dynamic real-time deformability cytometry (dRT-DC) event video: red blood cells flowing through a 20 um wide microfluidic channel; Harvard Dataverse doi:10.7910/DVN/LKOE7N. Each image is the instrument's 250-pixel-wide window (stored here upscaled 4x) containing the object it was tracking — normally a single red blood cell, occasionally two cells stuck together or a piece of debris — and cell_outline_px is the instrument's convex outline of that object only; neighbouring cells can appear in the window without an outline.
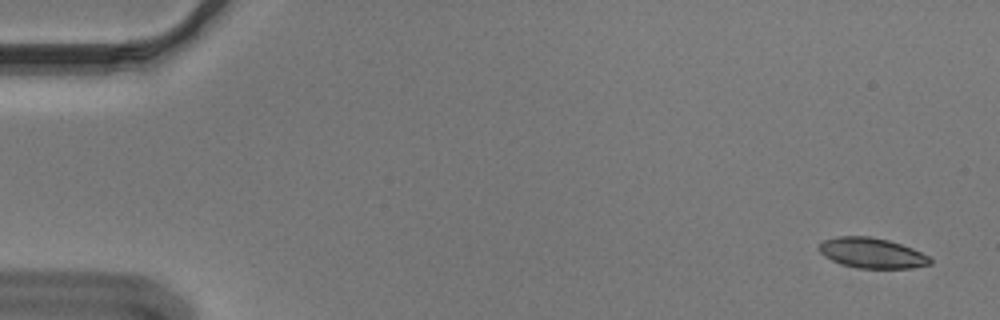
{"species": "Egyptian fruit bat (a non-hibernating species)", "species_latin": "Rousettus aegyptiacus", "temperature_condition": "cold", "stored_images_in_passage": 56, "camera_frame_rate_fps": 3000, "um_per_image_px": 0.085, "animal": {"sex": "male"}, "frame": {"image": 1, "passage_image": 3, "time_ms": 0.667, "image_size_px": [1000, 320], "cell_outline_px": [[932, 264], [912, 268], [856, 268], [840, 264], [824, 256], [820, 252], [820, 244], [824, 240], [836, 236], [868, 236], [888, 240], [912, 248], [928, 256], [932, 260]], "centroid_in_image_um": [74.11, 21.51], "position_along_channel_um": 10.9, "area_um2": 19.54}}
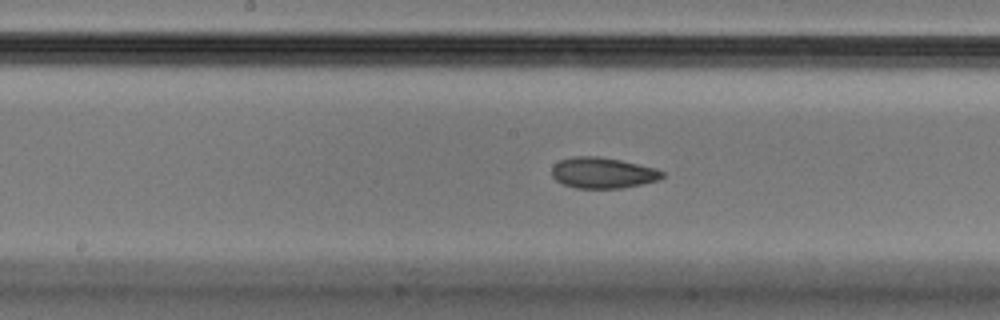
{"frame": {"image": 2, "passage_image": 29, "time_ms": 9.333, "image_size_px": [1000, 320], "cell_outline_px": [[664, 176], [660, 180], [624, 188], [576, 188], [564, 184], [556, 180], [552, 176], [552, 168], [560, 160], [572, 156], [600, 156], [620, 160], [656, 168], [664, 172]], "centroid_in_image_um": [51.26, 14.69], "position_along_channel_um": 196.9, "area_um2": 19.94}}
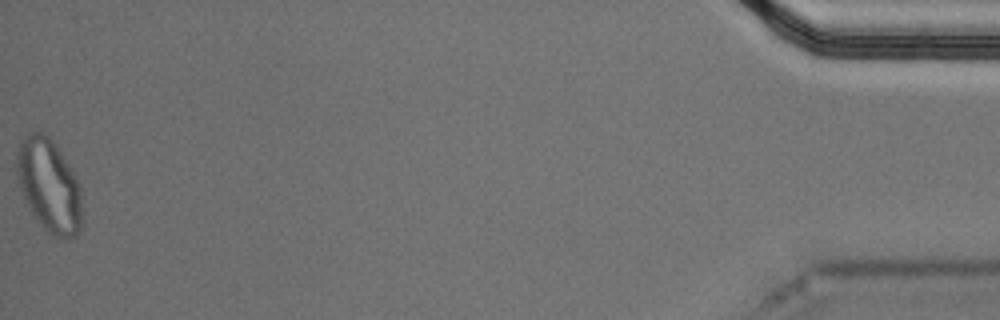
{"frame": {"image": 3, "passage_image": 56, "time_ms": 18.333, "image_size_px": [1000, 320], "cell_outline_px": [[84, 224], [80, 232], [76, 236], [56, 236], [48, 232], [40, 224], [28, 208], [24, 200], [20, 188], [16, 172], [16, 152], [20, 140], [28, 132], [40, 132], [48, 136], [52, 140], [72, 168], [80, 184], [84, 220]], "centroid_in_image_um": [4.19, 15.77], "position_along_channel_um": 431.0, "area_um2": 36.07}, "authors_computed_cell_mechanics": {"area_um2": 20.23, "velocity_mm_per_s": 3.6376, "shape_relaxation_time_tau1_ms": null, "shape_relaxation_time_tau2_ms": 3.8082, "deformation_change_tau1": null, "deformation_change_tau2": 0.0682}}